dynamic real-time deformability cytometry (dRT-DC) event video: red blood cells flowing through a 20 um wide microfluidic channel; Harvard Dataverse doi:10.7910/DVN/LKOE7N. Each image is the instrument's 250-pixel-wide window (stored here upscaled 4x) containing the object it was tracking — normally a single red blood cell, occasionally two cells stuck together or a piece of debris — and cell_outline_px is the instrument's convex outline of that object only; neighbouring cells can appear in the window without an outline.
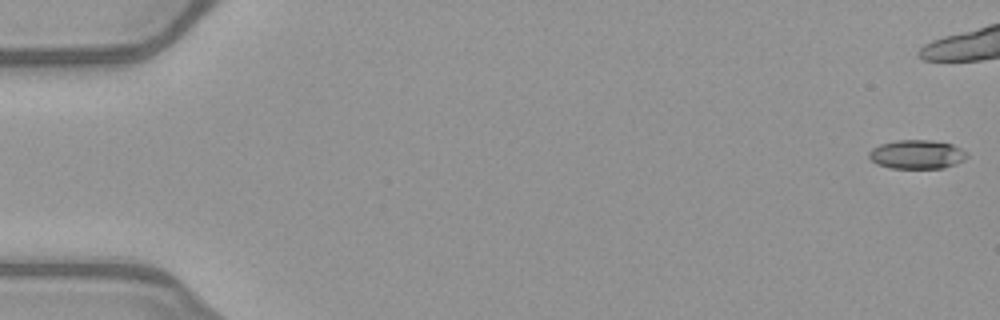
{"species": "common noctule bat (a hibernating species)", "species_latin": "Nyctalus noctula", "temperature_condition": "warm", "stored_images_in_passage": 41, "camera_frame_rate_fps": 3000, "um_per_image_px": 0.085, "animal": {"sex": "female", "body_mass_g": 21.9}, "frame": {"image": 1, "passage_image": 1, "time_ms": 0.0, "image_size_px": [1000, 320], "cell_outline_px": [[968, 156], [964, 160], [956, 164], [944, 168], [888, 168], [876, 164], [868, 156], [868, 152], [872, 148], [880, 144], [896, 140], [932, 140], [952, 144], [968, 152]], "centroid_in_image_um": [77.94, 13.12], "position_along_channel_um": 7.1, "area_um2": 16.7}}
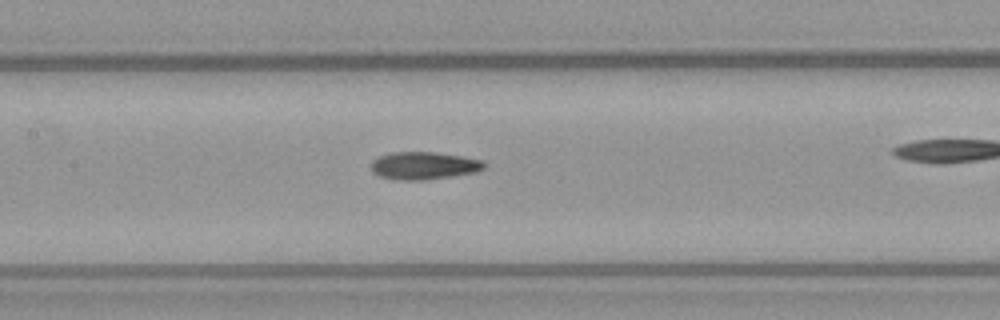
{"frame": {"image": 2, "passage_image": 25, "time_ms": 8.0, "image_size_px": [1000, 320], "cell_outline_px": [[488, 164], [484, 168], [476, 172], [452, 176], [424, 180], [392, 180], [380, 176], [372, 172], [372, 160], [380, 156], [392, 152], [432, 152], [460, 156], [484, 160]], "centroid_in_image_um": [36.04, 14.08], "position_along_channel_um": 171.4, "area_um2": 18.26}}
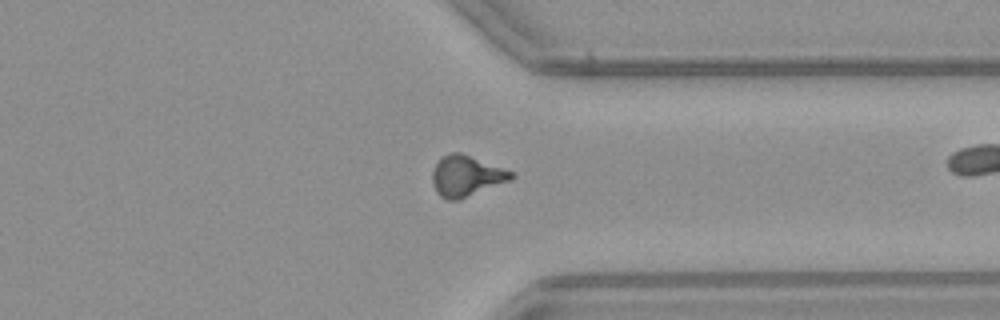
{"frame": {"image": 3, "passage_image": 40, "time_ms": 13.0, "image_size_px": [1000, 320], "cell_outline_px": [[516, 176], [508, 180], [460, 200], [448, 200], [440, 196], [436, 192], [432, 180], [432, 172], [440, 156], [452, 152], [460, 152], [512, 172]], "centroid_in_image_um": [39.57, 14.96], "position_along_channel_um": 371.8, "area_um2": 18.44}}